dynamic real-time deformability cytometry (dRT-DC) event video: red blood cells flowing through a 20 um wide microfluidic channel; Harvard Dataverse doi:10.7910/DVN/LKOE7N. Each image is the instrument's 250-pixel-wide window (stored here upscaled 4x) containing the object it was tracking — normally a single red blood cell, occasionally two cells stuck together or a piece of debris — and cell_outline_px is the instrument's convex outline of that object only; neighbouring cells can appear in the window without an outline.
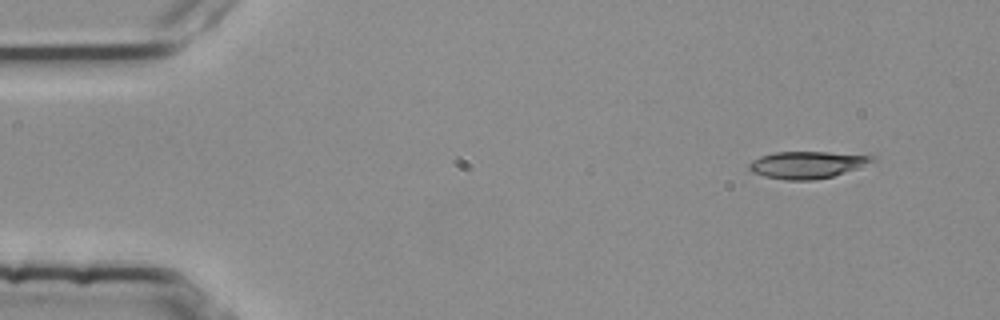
{"species": "common noctule bat (a hibernating species)", "species_latin": "Nyctalus noctula", "temperature_condition": "room temperature", "stored_images_in_passage": 3, "camera_frame_rate_fps": 3000, "um_per_image_px": 0.085, "animal": {"sex": "female", "body_mass_g": 25.1}, "frame": {"image": 1, "passage_image": 1, "time_ms": 0.0, "image_size_px": [1000, 320], "cell_outline_px": [[876, 160], [856, 168], [832, 176], [812, 180], [788, 180], [764, 176], [752, 172], [748, 168], [748, 164], [752, 160], [760, 156], [772, 152], [828, 152], [872, 156]], "centroid_in_image_um": [68.53, 14.0], "position_along_channel_um": 16.5, "area_um2": 19.13}}
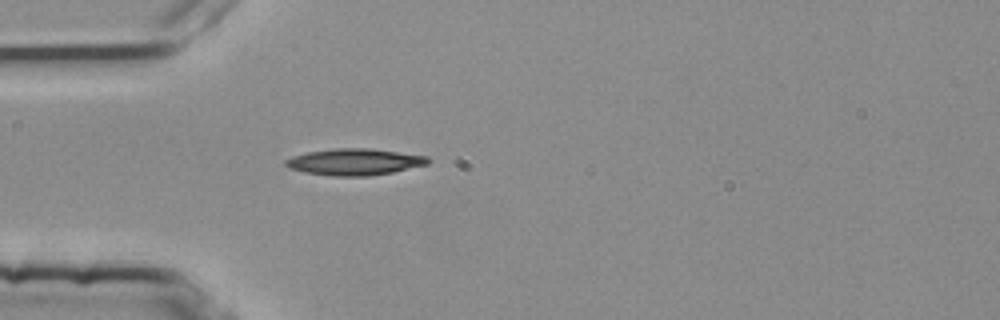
{"frame": {"image": 2, "passage_image": 3, "time_ms": 0.667, "image_size_px": [1000, 320], "cell_outline_px": [[432, 160], [428, 164], [392, 172], [368, 176], [332, 176], [304, 172], [288, 168], [284, 164], [284, 160], [292, 156], [308, 152], [336, 148], [368, 148], [428, 156]], "centroid_in_image_um": [30.12, 13.76], "position_along_channel_um": 54.9, "area_um2": 22.02}}